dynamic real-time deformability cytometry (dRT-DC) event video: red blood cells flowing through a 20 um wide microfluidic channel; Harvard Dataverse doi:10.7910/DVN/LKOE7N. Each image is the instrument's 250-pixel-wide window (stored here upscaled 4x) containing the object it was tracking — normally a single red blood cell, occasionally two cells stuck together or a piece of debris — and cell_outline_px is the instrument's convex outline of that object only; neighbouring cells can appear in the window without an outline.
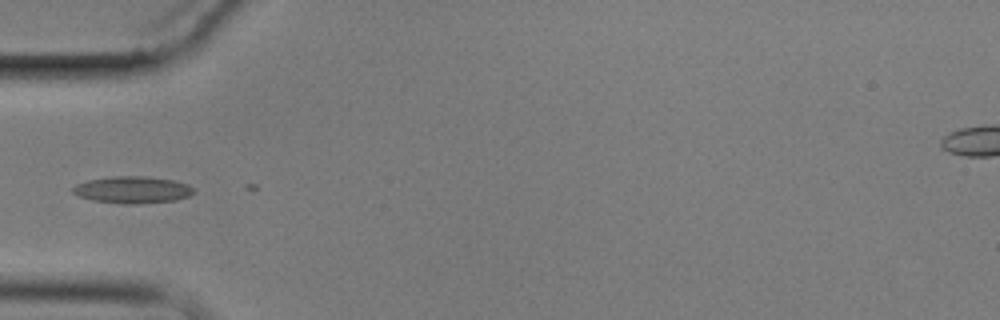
{"species": "common noctule bat (a hibernating species)", "species_latin": "Nyctalus noctula", "temperature_condition": "cold", "stored_images_in_passage": 5, "camera_frame_rate_fps": 3000, "um_per_image_px": 0.085, "animal": {"sex": "male", "body_mass_g": 17.9}, "frame": {"image": 1, "passage_image": 5, "time_ms": 5.333, "image_size_px": [1000, 320], "cell_outline_px": [[192, 192], [188, 196], [176, 200], [136, 204], [128, 204], [92, 200], [80, 196], [72, 192], [72, 188], [76, 184], [88, 180], [112, 176], [144, 176], [172, 180], [188, 184], [192, 188]], "centroid_in_image_um": [11.23, 16.13], "position_along_channel_um": 73.8, "area_um2": 18.73}}